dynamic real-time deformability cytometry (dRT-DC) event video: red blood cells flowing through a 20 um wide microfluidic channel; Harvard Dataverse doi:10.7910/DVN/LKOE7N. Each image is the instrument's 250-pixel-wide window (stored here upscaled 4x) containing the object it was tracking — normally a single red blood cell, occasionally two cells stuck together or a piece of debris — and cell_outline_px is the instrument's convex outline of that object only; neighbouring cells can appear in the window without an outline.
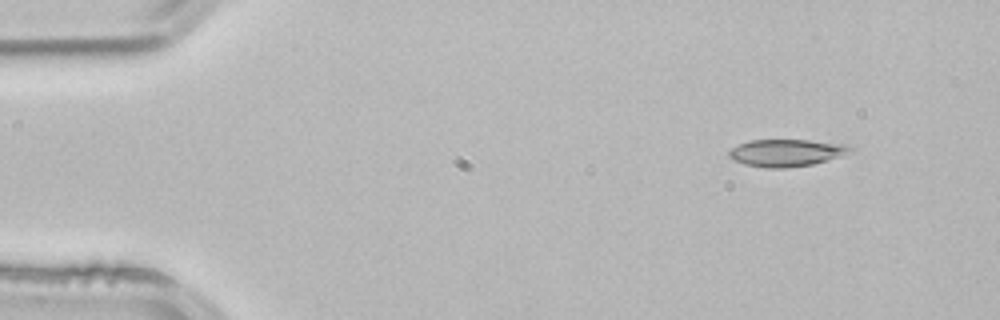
{"species": "common noctule bat (a hibernating species)", "species_latin": "Nyctalus noctula", "temperature_condition": "room temperature", "stored_images_in_passage": 3, "camera_frame_rate_fps": 3000, "um_per_image_px": 0.085, "animal": {"sex": "male", "body_mass_g": 21.5, "forearm_length_mm": 52.0}, "frame": {"image": 1, "passage_image": 1, "time_ms": 0.0, "image_size_px": [1000, 320], "cell_outline_px": [[852, 152], [840, 156], [812, 164], [784, 168], [764, 168], [744, 164], [728, 156], [728, 152], [732, 148], [748, 140], [808, 140], [848, 144], [852, 148]], "centroid_in_image_um": [66.85, 12.98], "position_along_channel_um": 18.1, "area_um2": 19.13}}
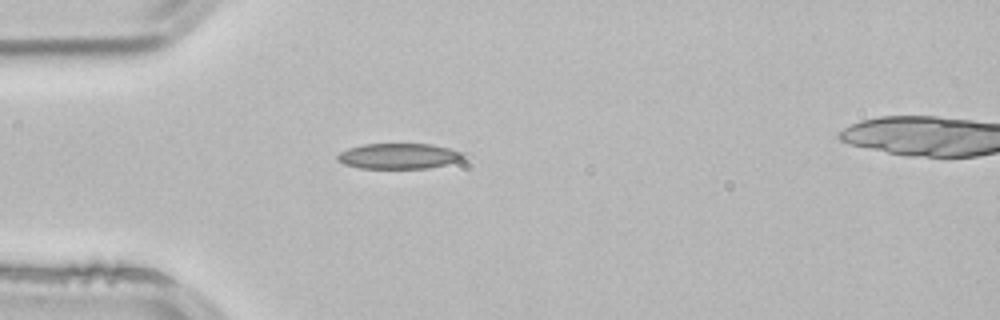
{"frame": {"image": 2, "passage_image": 2, "time_ms": 0.333, "image_size_px": [1000, 320], "cell_outline_px": [[468, 156], [464, 160], [428, 168], [360, 168], [344, 164], [336, 160], [336, 156], [340, 152], [348, 148], [364, 144], [428, 144], [448, 148], [464, 152]], "centroid_in_image_um": [33.92, 13.27], "position_along_channel_um": 51.1, "area_um2": 18.84}}